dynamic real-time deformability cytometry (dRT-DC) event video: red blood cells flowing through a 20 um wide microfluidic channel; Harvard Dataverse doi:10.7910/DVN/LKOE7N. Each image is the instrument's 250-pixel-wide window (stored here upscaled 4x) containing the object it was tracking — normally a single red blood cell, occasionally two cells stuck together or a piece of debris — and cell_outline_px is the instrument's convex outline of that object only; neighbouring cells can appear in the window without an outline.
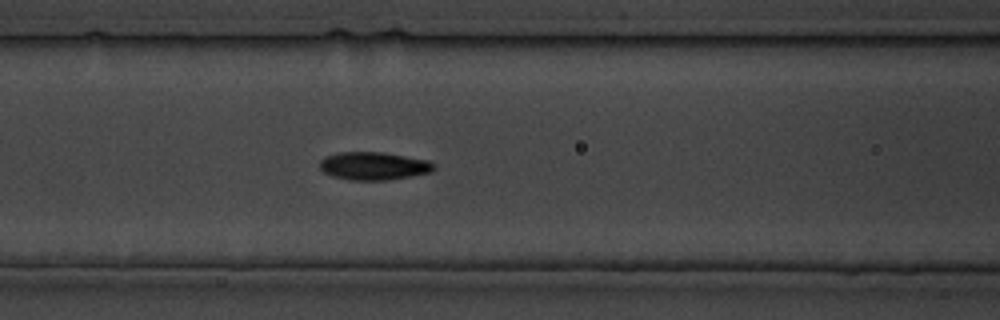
{"species": "common noctule bat (a hibernating species)", "species_latin": "Nyctalus noctula", "temperature_condition": "cold", "stored_images_in_passage": 20, "camera_frame_rate_fps": 3000, "um_per_image_px": 0.085, "animal": {"sex": "male", "body_mass_g": 19.5, "forearm_length_mm": 54.6}, "frame": {"image": 1, "passage_image": 15, "time_ms": 16.667, "image_size_px": [1000, 320], "cell_outline_px": [[436, 168], [432, 172], [412, 176], [388, 180], [352, 180], [332, 176], [324, 172], [320, 168], [320, 160], [324, 156], [340, 152], [380, 152], [428, 160], [436, 164]], "centroid_in_image_um": [31.78, 14.11], "position_along_channel_um": 134.8, "area_um2": 18.67}}
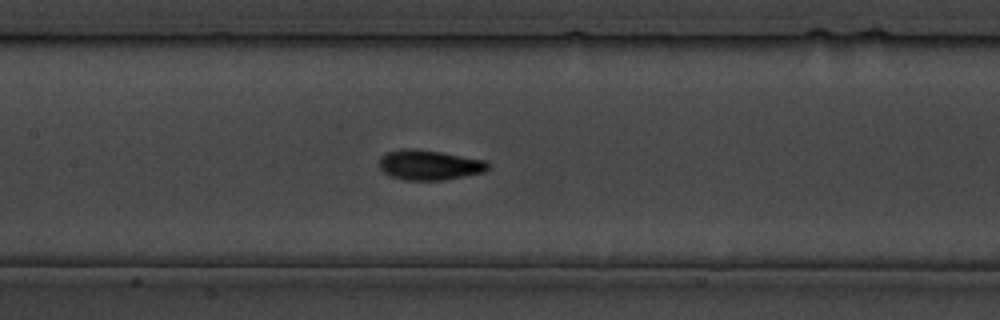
{"frame": {"image": 2, "passage_image": 17, "time_ms": 19.0, "image_size_px": [1000, 320], "cell_outline_px": [[488, 168], [484, 172], [444, 180], [404, 180], [388, 176], [380, 168], [380, 156], [388, 152], [400, 148], [412, 148], [440, 152], [484, 160], [488, 164]], "centroid_in_image_um": [36.44, 14.02], "position_along_channel_um": 171.0, "area_um2": 18.96}}